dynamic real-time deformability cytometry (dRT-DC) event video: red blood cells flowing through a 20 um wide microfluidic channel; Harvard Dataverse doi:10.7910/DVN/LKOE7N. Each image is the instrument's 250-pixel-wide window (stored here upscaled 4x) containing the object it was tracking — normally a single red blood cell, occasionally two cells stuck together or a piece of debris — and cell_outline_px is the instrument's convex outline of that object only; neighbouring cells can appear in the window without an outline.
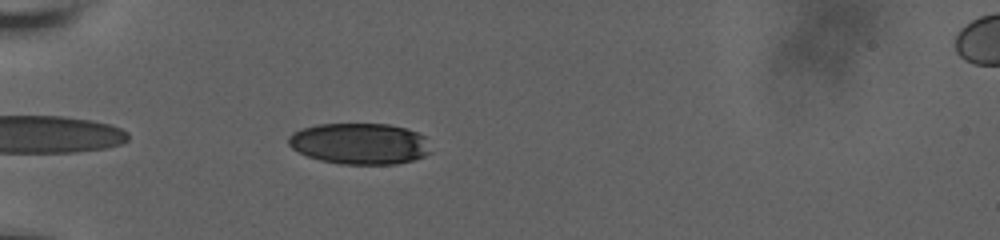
{"species": "human", "species_latin": "Homo sapiens", "temperature_condition": "room temperature", "stored_images_in_passage": 7, "camera_frame_rate_fps": 3000, "um_per_image_px": 0.085, "donor": {"sex": "male"}, "frame": {"image": 1, "passage_image": 1, "time_ms": 0.0, "image_size_px": [1000, 240], "cell_outline_px": [[432, 152], [424, 156], [412, 160], [396, 164], [340, 164], [320, 160], [308, 156], [292, 148], [288, 144], [288, 136], [292, 132], [300, 128], [316, 124], [388, 124], [404, 128], [416, 132], [424, 136]], "centroid_in_image_um": [30.55, 12.21], "position_along_channel_um": 54.4, "area_um2": 34.22}}
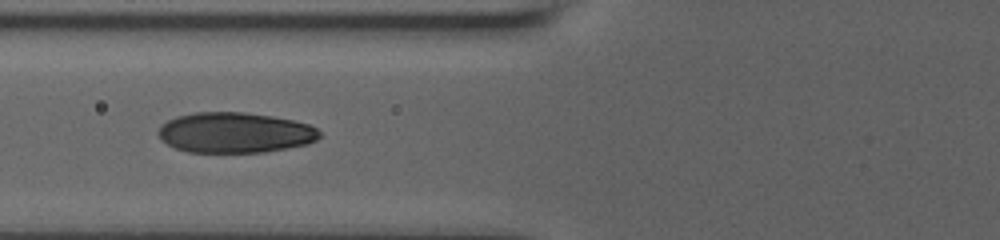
{"frame": {"image": 2, "passage_image": 4, "time_ms": 2.0, "image_size_px": [1000, 240], "cell_outline_px": [[320, 136], [316, 140], [308, 144], [288, 148], [264, 152], [188, 152], [176, 148], [160, 140], [156, 132], [160, 124], [176, 116], [196, 112], [244, 112], [272, 116], [292, 120], [308, 124], [316, 128], [320, 132]], "centroid_in_image_um": [19.93, 11.27], "position_along_channel_um": 105.9, "area_um2": 38.21}}
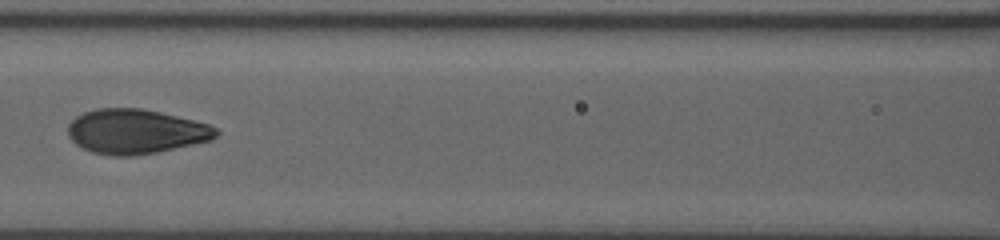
{"frame": {"image": 3, "passage_image": 6, "time_ms": 3.333, "image_size_px": [1000, 240], "cell_outline_px": [[220, 132], [212, 140], [156, 152], [132, 156], [112, 156], [92, 152], [76, 144], [68, 136], [68, 124], [76, 116], [84, 112], [96, 108], [140, 108], [160, 112], [208, 124], [216, 128]], "centroid_in_image_um": [11.52, 11.18], "position_along_channel_um": 155.1, "area_um2": 38.38}}